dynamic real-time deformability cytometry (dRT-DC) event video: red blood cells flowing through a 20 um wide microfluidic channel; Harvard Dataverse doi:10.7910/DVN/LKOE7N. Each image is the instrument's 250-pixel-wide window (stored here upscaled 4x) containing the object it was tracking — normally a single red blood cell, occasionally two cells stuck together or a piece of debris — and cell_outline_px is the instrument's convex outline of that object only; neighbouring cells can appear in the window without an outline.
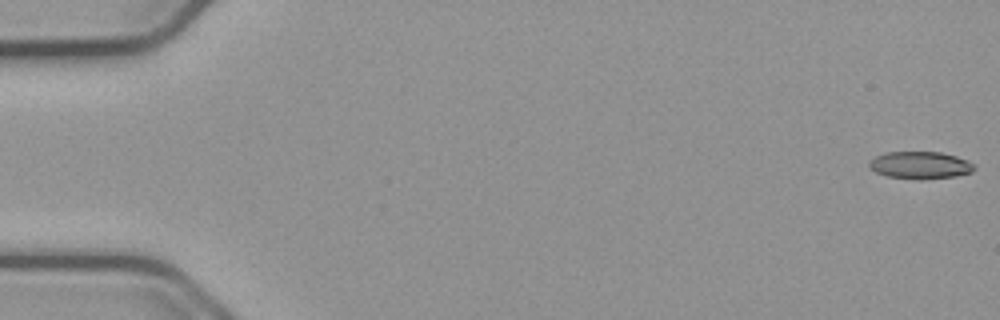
{"species": "common noctule bat (a hibernating species)", "species_latin": "Nyctalus noctula", "temperature_condition": "cold", "stored_images_in_passage": 55, "camera_frame_rate_fps": 3000, "um_per_image_px": 0.085, "animal": {"sex": "male", "body_mass_g": 23.1, "forearm_length_mm": 52.7}, "frame": {"image": 1, "passage_image": 1, "time_ms": 0.0, "image_size_px": [1000, 320], "cell_outline_px": [[976, 168], [972, 172], [956, 176], [924, 180], [920, 180], [888, 176], [876, 172], [868, 164], [868, 160], [884, 152], [940, 152], [956, 156], [968, 160], [976, 164]], "centroid_in_image_um": [78.25, 14.04], "position_along_channel_um": 6.7, "area_um2": 16.94}}
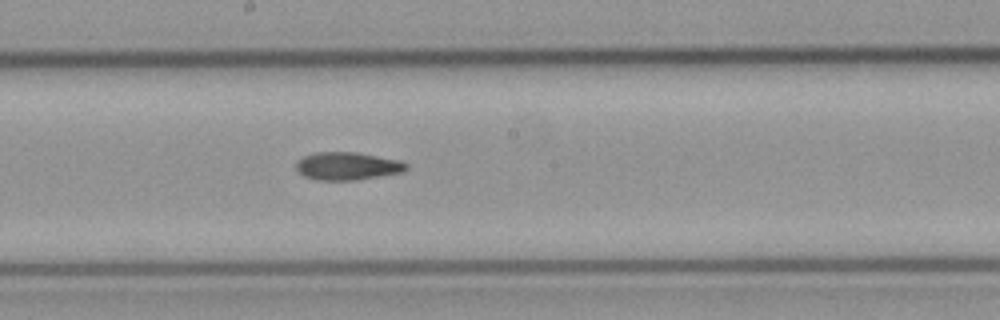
{"frame": {"image": 2, "passage_image": 30, "time_ms": 9.667, "image_size_px": [1000, 320], "cell_outline_px": [[408, 168], [404, 172], [356, 180], [316, 180], [304, 176], [296, 172], [296, 160], [304, 156], [316, 152], [356, 152], [400, 160], [408, 164]], "centroid_in_image_um": [29.51, 14.12], "position_along_channel_um": 218.7, "area_um2": 18.09}}
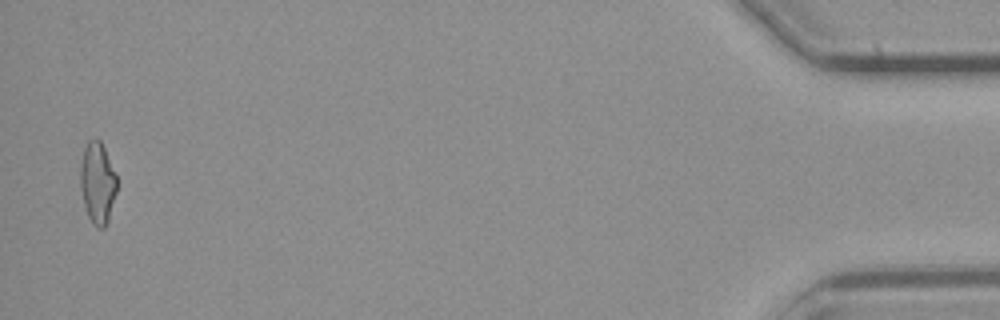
{"frame": {"image": 3, "passage_image": 54, "time_ms": 17.667, "image_size_px": [1000, 320], "cell_outline_px": [[116, 192], [108, 220], [104, 228], [96, 228], [92, 224], [88, 216], [84, 204], [80, 188], [80, 168], [84, 148], [88, 140], [100, 140], [104, 148], [116, 176]], "centroid_in_image_um": [8.27, 15.58], "position_along_channel_um": 426.9, "area_um2": 17.11}, "authors_computed_cell_mechanics": {"area_um2": 17.6868, "velocity_mm_per_s": 3.7791, "shape_relaxation_time_tau1_ms": null, "shape_relaxation_time_tau2_ms": 8.8993, "deformation_change_tau1": null, "deformation_change_tau2": 0.1893}}